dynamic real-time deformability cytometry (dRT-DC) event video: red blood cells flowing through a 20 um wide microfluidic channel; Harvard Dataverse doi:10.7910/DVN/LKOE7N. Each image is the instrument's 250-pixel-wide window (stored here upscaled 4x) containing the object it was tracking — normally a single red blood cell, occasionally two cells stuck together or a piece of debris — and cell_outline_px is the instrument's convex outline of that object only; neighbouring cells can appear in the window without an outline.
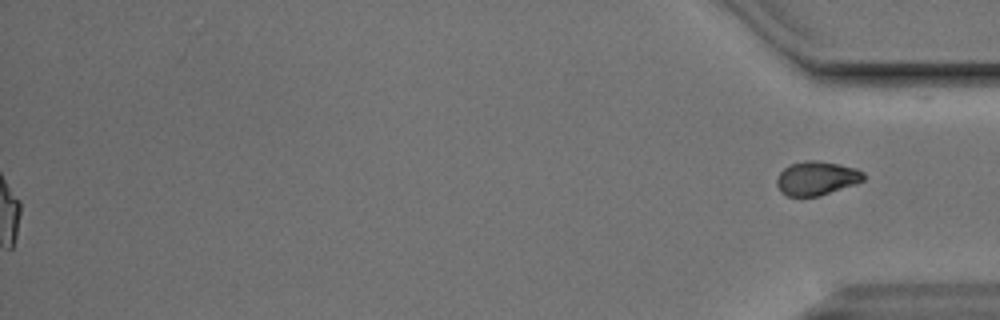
{"species": "Egyptian fruit bat (a non-hibernating species)", "species_latin": "Rousettus aegyptiacus", "temperature_condition": "cold", "stored_images_in_passage": 55, "segment_of_instrument_passage": [2, 2], "camera_frame_rate_fps": 3000, "um_per_image_px": 0.085, "animal": {"sex": "male"}, "frame": {"image": 1, "passage_image": 55, "time_ms": 18.0, "image_size_px": [1000, 320], "cell_outline_px": [[864, 180], [856, 184], [820, 196], [788, 196], [780, 192], [776, 184], [776, 176], [788, 164], [804, 160], [816, 160], [840, 164], [856, 168], [864, 172]], "centroid_in_image_um": [69.39, 15.14], "position_along_channel_um": 365.8, "area_um2": 17.46}}